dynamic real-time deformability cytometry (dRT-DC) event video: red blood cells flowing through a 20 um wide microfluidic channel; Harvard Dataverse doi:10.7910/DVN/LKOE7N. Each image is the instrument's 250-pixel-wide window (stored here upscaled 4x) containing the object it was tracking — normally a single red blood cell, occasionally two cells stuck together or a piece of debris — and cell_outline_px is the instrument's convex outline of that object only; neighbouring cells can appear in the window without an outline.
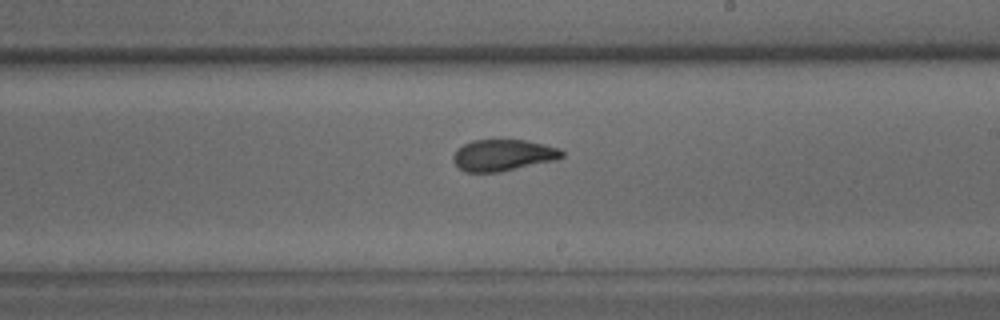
{"species": "common noctule bat (a hibernating species)", "species_latin": "Nyctalus noctula", "temperature_condition": "warm", "stored_images_in_passage": 36, "camera_frame_rate_fps": 3000, "um_per_image_px": 0.085, "animal": {"sex": "male", "body_mass_g": 15.6}, "frame": {"image": 1, "passage_image": 15, "time_ms": 4.667, "image_size_px": [1000, 320], "cell_outline_px": [[564, 156], [556, 160], [500, 172], [464, 172], [452, 160], [452, 156], [456, 148], [472, 140], [524, 140], [544, 144], [560, 148], [564, 152]], "centroid_in_image_um": [42.75, 13.19], "position_along_channel_um": 246.2, "area_um2": 20.06}}
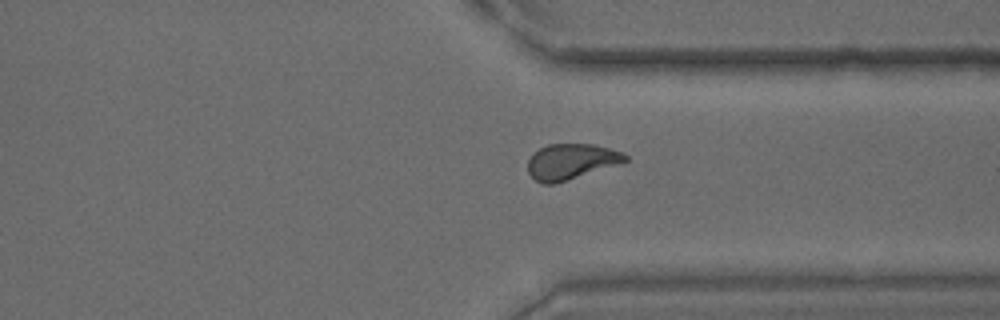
{"frame": {"image": 2, "passage_image": 24, "time_ms": 7.667, "image_size_px": [1000, 320], "cell_outline_px": [[628, 160], [620, 164], [552, 184], [544, 184], [536, 180], [528, 172], [528, 160], [532, 152], [548, 144], [592, 144], [608, 148], [620, 152], [628, 156]], "centroid_in_image_um": [48.52, 13.72], "position_along_channel_um": 362.9, "area_um2": 20.0}}
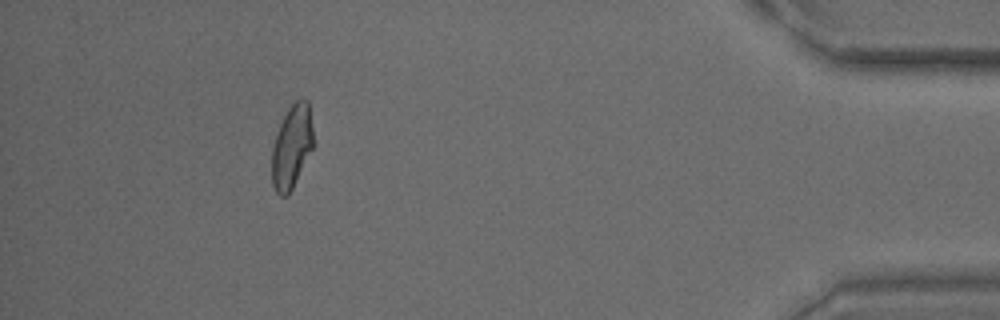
{"frame": {"image": 3, "passage_image": 32, "time_ms": 10.333, "image_size_px": [1000, 320], "cell_outline_px": [[312, 148], [288, 196], [280, 196], [276, 192], [272, 184], [272, 148], [276, 132], [288, 108], [296, 100], [308, 100], [312, 128]], "centroid_in_image_um": [24.77, 12.48], "position_along_channel_um": 410.4, "area_um2": 19.77}, "authors_computed_cell_mechanics": {"area_um2": 20.4034, "velocity_mm_per_s": 3.8876, "shape_relaxation_time_tau1_ms": 10.4865, "shape_relaxation_time_tau2_ms": 1.5494, "deformation_change_tau1": 0.2481, "deformation_change_tau2": 0.0728}}